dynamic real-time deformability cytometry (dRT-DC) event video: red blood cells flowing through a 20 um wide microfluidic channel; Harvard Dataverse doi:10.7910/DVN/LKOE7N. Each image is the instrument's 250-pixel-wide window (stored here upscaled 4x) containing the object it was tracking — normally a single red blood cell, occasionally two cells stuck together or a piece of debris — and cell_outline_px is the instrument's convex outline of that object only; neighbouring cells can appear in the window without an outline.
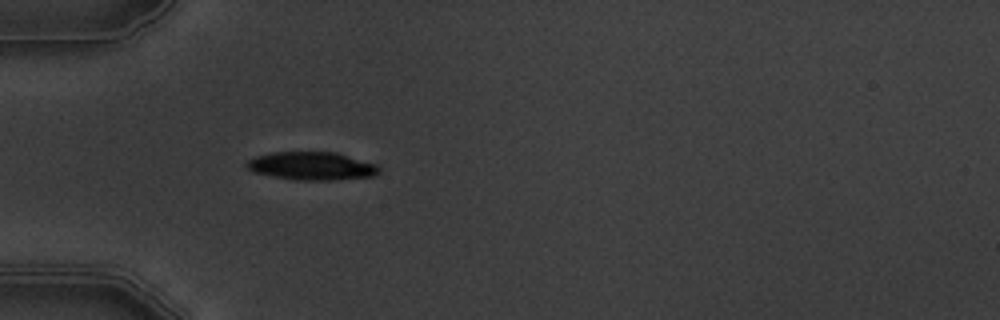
{"species": "common noctule bat (a hibernating species)", "species_latin": "Nyctalus noctula", "temperature_condition": "warm", "stored_images_in_passage": 2, "camera_frame_rate_fps": 3000, "um_per_image_px": 0.085, "animal": {"sex": "male", "body_mass_g": 19.5, "forearm_length_mm": 54.6}, "frame": {"image": 1, "passage_image": 2, "time_ms": 1.333, "image_size_px": [1000, 320], "cell_outline_px": [[380, 172], [376, 176], [328, 180], [300, 180], [272, 176], [252, 172], [244, 164], [248, 160], [256, 156], [272, 152], [336, 152], [376, 164], [380, 168]], "centroid_in_image_um": [26.5, 14.11], "position_along_channel_um": 58.5, "area_um2": 21.68}}